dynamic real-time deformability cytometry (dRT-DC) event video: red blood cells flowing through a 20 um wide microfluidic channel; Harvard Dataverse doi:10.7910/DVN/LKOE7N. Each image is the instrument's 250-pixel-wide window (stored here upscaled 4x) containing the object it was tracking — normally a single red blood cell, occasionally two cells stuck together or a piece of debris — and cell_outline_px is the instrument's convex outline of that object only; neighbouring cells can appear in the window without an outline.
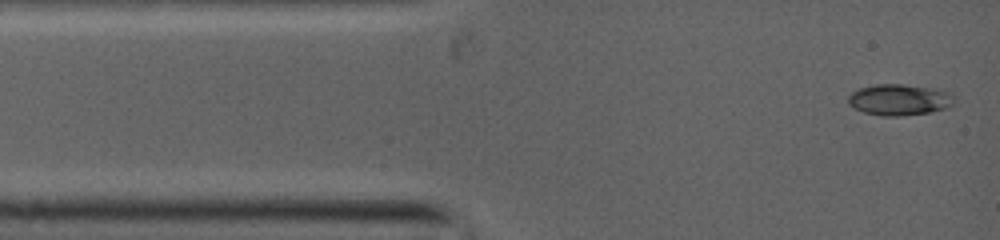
{"species": "common noctule bat (a hibernating species)", "species_latin": "Nyctalus noctula", "temperature_condition": "warm", "stored_images_in_passage": 33, "camera_frame_rate_fps": 5000, "um_per_image_px": 0.085, "animal": {"sex": "female", "body_mass_g": 19.0, "forearm_length_mm": 53.3}, "frame": {"image": 1, "passage_image": 1, "time_ms": 0.0, "image_size_px": [1000, 240], "cell_outline_px": [[956, 100], [952, 104], [944, 108], [928, 112], [896, 116], [884, 116], [864, 112], [848, 104], [848, 96], [856, 88], [876, 84], [904, 84], [940, 88], [952, 92]], "centroid_in_image_um": [76.47, 8.44], "position_along_channel_um": 8.5, "area_um2": 19.48}}
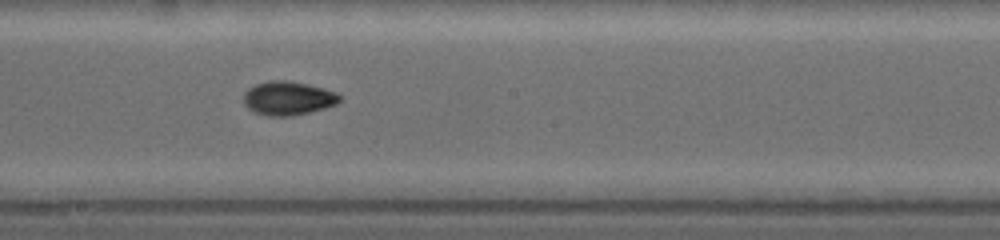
{"frame": {"image": 2, "passage_image": 15, "time_ms": 6.0, "image_size_px": [1000, 240], "cell_outline_px": [[340, 100], [336, 104], [308, 112], [284, 116], [272, 116], [256, 112], [248, 108], [244, 104], [244, 92], [256, 84], [276, 80], [284, 80], [304, 84], [320, 88], [332, 92], [340, 96]], "centroid_in_image_um": [24.43, 8.35], "position_along_channel_um": 223.8, "area_um2": 18.09}}
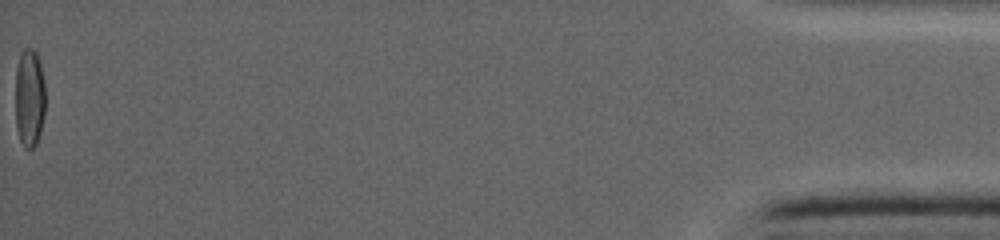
{"frame": {"image": 3, "passage_image": 33, "time_ms": 14.0, "image_size_px": [1000, 240], "cell_outline_px": [[44, 116], [40, 132], [36, 144], [32, 148], [28, 148], [20, 140], [16, 124], [16, 68], [20, 52], [24, 48], [32, 48], [36, 52], [40, 64], [44, 80]], "centroid_in_image_um": [2.5, 8.27], "position_along_channel_um": 432.7, "area_um2": 17.05}}